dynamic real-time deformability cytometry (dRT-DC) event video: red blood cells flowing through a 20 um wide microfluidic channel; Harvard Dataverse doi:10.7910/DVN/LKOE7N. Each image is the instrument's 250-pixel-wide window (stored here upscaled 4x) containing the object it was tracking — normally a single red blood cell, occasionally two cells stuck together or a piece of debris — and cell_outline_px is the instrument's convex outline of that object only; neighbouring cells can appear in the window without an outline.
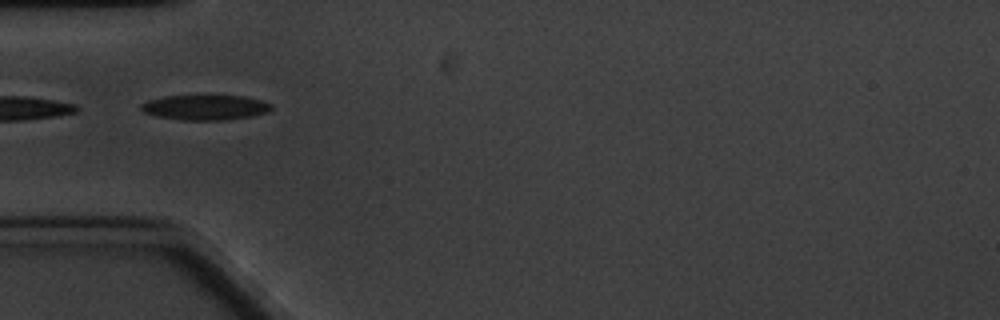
{"species": "common noctule bat (a hibernating species)", "species_latin": "Nyctalus noctula", "temperature_condition": "cold", "stored_images_in_passage": 8, "camera_frame_rate_fps": 3000, "um_per_image_px": 0.085, "animal": {"sex": "male", "body_mass_g": 20.1, "forearm_length_mm": 53.5}, "frame": {"image": 1, "passage_image": 5, "time_ms": 4.667, "image_size_px": [1000, 320], "cell_outline_px": [[272, 108], [268, 112], [252, 116], [224, 120], [180, 120], [160, 116], [144, 112], [140, 108], [140, 104], [148, 100], [164, 96], [244, 96], [260, 100], [272, 104]], "centroid_in_image_um": [17.45, 9.13], "position_along_channel_um": 67.5, "area_um2": 18.9}}